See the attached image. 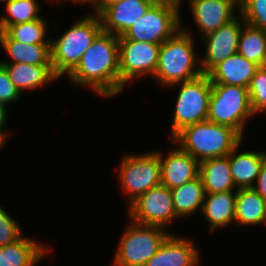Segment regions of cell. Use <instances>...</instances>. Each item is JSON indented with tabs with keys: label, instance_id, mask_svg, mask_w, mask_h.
Instances as JSON below:
<instances>
[{
	"label": "cell",
	"instance_id": "1",
	"mask_svg": "<svg viewBox=\"0 0 266 266\" xmlns=\"http://www.w3.org/2000/svg\"><path fill=\"white\" fill-rule=\"evenodd\" d=\"M119 37L102 32L67 75L75 85L91 87L104 97L119 94Z\"/></svg>",
	"mask_w": 266,
	"mask_h": 266
},
{
	"label": "cell",
	"instance_id": "2",
	"mask_svg": "<svg viewBox=\"0 0 266 266\" xmlns=\"http://www.w3.org/2000/svg\"><path fill=\"white\" fill-rule=\"evenodd\" d=\"M243 137L233 128L209 120L198 122L180 130L172 142L199 162L228 156Z\"/></svg>",
	"mask_w": 266,
	"mask_h": 266
},
{
	"label": "cell",
	"instance_id": "3",
	"mask_svg": "<svg viewBox=\"0 0 266 266\" xmlns=\"http://www.w3.org/2000/svg\"><path fill=\"white\" fill-rule=\"evenodd\" d=\"M192 35L185 29H179L160 47L155 78L163 86H178L179 83L192 80L201 74L202 69L195 68L196 57Z\"/></svg>",
	"mask_w": 266,
	"mask_h": 266
},
{
	"label": "cell",
	"instance_id": "4",
	"mask_svg": "<svg viewBox=\"0 0 266 266\" xmlns=\"http://www.w3.org/2000/svg\"><path fill=\"white\" fill-rule=\"evenodd\" d=\"M102 32L100 17L89 14L74 23L57 40H51V64L54 74L58 78L64 74L68 75Z\"/></svg>",
	"mask_w": 266,
	"mask_h": 266
},
{
	"label": "cell",
	"instance_id": "5",
	"mask_svg": "<svg viewBox=\"0 0 266 266\" xmlns=\"http://www.w3.org/2000/svg\"><path fill=\"white\" fill-rule=\"evenodd\" d=\"M179 8L177 2L156 0L119 39L162 44L181 29Z\"/></svg>",
	"mask_w": 266,
	"mask_h": 266
},
{
	"label": "cell",
	"instance_id": "6",
	"mask_svg": "<svg viewBox=\"0 0 266 266\" xmlns=\"http://www.w3.org/2000/svg\"><path fill=\"white\" fill-rule=\"evenodd\" d=\"M253 114L248 88L212 84L207 120L229 126L243 137L246 119Z\"/></svg>",
	"mask_w": 266,
	"mask_h": 266
},
{
	"label": "cell",
	"instance_id": "7",
	"mask_svg": "<svg viewBox=\"0 0 266 266\" xmlns=\"http://www.w3.org/2000/svg\"><path fill=\"white\" fill-rule=\"evenodd\" d=\"M130 223L119 241L113 266H144L171 235L163 227Z\"/></svg>",
	"mask_w": 266,
	"mask_h": 266
},
{
	"label": "cell",
	"instance_id": "8",
	"mask_svg": "<svg viewBox=\"0 0 266 266\" xmlns=\"http://www.w3.org/2000/svg\"><path fill=\"white\" fill-rule=\"evenodd\" d=\"M181 84L171 126L173 138L183 128L207 120L212 84L208 74Z\"/></svg>",
	"mask_w": 266,
	"mask_h": 266
},
{
	"label": "cell",
	"instance_id": "9",
	"mask_svg": "<svg viewBox=\"0 0 266 266\" xmlns=\"http://www.w3.org/2000/svg\"><path fill=\"white\" fill-rule=\"evenodd\" d=\"M119 172V181L130 197V204L138 196L161 184L158 152L124 156Z\"/></svg>",
	"mask_w": 266,
	"mask_h": 266
},
{
	"label": "cell",
	"instance_id": "10",
	"mask_svg": "<svg viewBox=\"0 0 266 266\" xmlns=\"http://www.w3.org/2000/svg\"><path fill=\"white\" fill-rule=\"evenodd\" d=\"M119 43V92L123 86L142 75L154 77L161 44L118 39Z\"/></svg>",
	"mask_w": 266,
	"mask_h": 266
},
{
	"label": "cell",
	"instance_id": "11",
	"mask_svg": "<svg viewBox=\"0 0 266 266\" xmlns=\"http://www.w3.org/2000/svg\"><path fill=\"white\" fill-rule=\"evenodd\" d=\"M130 221L140 225L165 227L177 217L171 190L160 184L128 205Z\"/></svg>",
	"mask_w": 266,
	"mask_h": 266
},
{
	"label": "cell",
	"instance_id": "12",
	"mask_svg": "<svg viewBox=\"0 0 266 266\" xmlns=\"http://www.w3.org/2000/svg\"><path fill=\"white\" fill-rule=\"evenodd\" d=\"M221 26L218 30L204 36L206 52L200 60L203 74H208L216 65L238 52L239 36L245 21L241 14ZM242 22V23H241Z\"/></svg>",
	"mask_w": 266,
	"mask_h": 266
},
{
	"label": "cell",
	"instance_id": "13",
	"mask_svg": "<svg viewBox=\"0 0 266 266\" xmlns=\"http://www.w3.org/2000/svg\"><path fill=\"white\" fill-rule=\"evenodd\" d=\"M192 16L202 37L215 32L236 17L239 0H188ZM237 6V7H236Z\"/></svg>",
	"mask_w": 266,
	"mask_h": 266
},
{
	"label": "cell",
	"instance_id": "14",
	"mask_svg": "<svg viewBox=\"0 0 266 266\" xmlns=\"http://www.w3.org/2000/svg\"><path fill=\"white\" fill-rule=\"evenodd\" d=\"M156 0H120L100 15L103 32L121 36L135 25Z\"/></svg>",
	"mask_w": 266,
	"mask_h": 266
},
{
	"label": "cell",
	"instance_id": "15",
	"mask_svg": "<svg viewBox=\"0 0 266 266\" xmlns=\"http://www.w3.org/2000/svg\"><path fill=\"white\" fill-rule=\"evenodd\" d=\"M161 184L170 190L199 176V161L189 153L177 148L165 157L158 153Z\"/></svg>",
	"mask_w": 266,
	"mask_h": 266
},
{
	"label": "cell",
	"instance_id": "16",
	"mask_svg": "<svg viewBox=\"0 0 266 266\" xmlns=\"http://www.w3.org/2000/svg\"><path fill=\"white\" fill-rule=\"evenodd\" d=\"M254 62L238 52L216 65L209 73L211 84H224L249 88L256 70Z\"/></svg>",
	"mask_w": 266,
	"mask_h": 266
},
{
	"label": "cell",
	"instance_id": "17",
	"mask_svg": "<svg viewBox=\"0 0 266 266\" xmlns=\"http://www.w3.org/2000/svg\"><path fill=\"white\" fill-rule=\"evenodd\" d=\"M198 253L191 240L171 234L144 266H196Z\"/></svg>",
	"mask_w": 266,
	"mask_h": 266
},
{
	"label": "cell",
	"instance_id": "18",
	"mask_svg": "<svg viewBox=\"0 0 266 266\" xmlns=\"http://www.w3.org/2000/svg\"><path fill=\"white\" fill-rule=\"evenodd\" d=\"M238 147L240 144L228 155L233 182L237 189L252 188L266 160V152L243 151L237 154Z\"/></svg>",
	"mask_w": 266,
	"mask_h": 266
},
{
	"label": "cell",
	"instance_id": "19",
	"mask_svg": "<svg viewBox=\"0 0 266 266\" xmlns=\"http://www.w3.org/2000/svg\"><path fill=\"white\" fill-rule=\"evenodd\" d=\"M11 79V82L22 94L25 90L37 89L47 83H52L58 77L52 66H38L25 63H1Z\"/></svg>",
	"mask_w": 266,
	"mask_h": 266
},
{
	"label": "cell",
	"instance_id": "20",
	"mask_svg": "<svg viewBox=\"0 0 266 266\" xmlns=\"http://www.w3.org/2000/svg\"><path fill=\"white\" fill-rule=\"evenodd\" d=\"M0 42L13 62L1 61L0 63H25L38 66H52L51 44H22L12 40L4 31H0Z\"/></svg>",
	"mask_w": 266,
	"mask_h": 266
},
{
	"label": "cell",
	"instance_id": "21",
	"mask_svg": "<svg viewBox=\"0 0 266 266\" xmlns=\"http://www.w3.org/2000/svg\"><path fill=\"white\" fill-rule=\"evenodd\" d=\"M236 194L237 190L205 195L202 213L210 223V232L235 223Z\"/></svg>",
	"mask_w": 266,
	"mask_h": 266
},
{
	"label": "cell",
	"instance_id": "22",
	"mask_svg": "<svg viewBox=\"0 0 266 266\" xmlns=\"http://www.w3.org/2000/svg\"><path fill=\"white\" fill-rule=\"evenodd\" d=\"M199 176L206 194L234 191L235 189L228 156L200 162Z\"/></svg>",
	"mask_w": 266,
	"mask_h": 266
},
{
	"label": "cell",
	"instance_id": "23",
	"mask_svg": "<svg viewBox=\"0 0 266 266\" xmlns=\"http://www.w3.org/2000/svg\"><path fill=\"white\" fill-rule=\"evenodd\" d=\"M47 252L49 250L39 242L23 237L15 243L0 246V266H35Z\"/></svg>",
	"mask_w": 266,
	"mask_h": 266
},
{
	"label": "cell",
	"instance_id": "24",
	"mask_svg": "<svg viewBox=\"0 0 266 266\" xmlns=\"http://www.w3.org/2000/svg\"><path fill=\"white\" fill-rule=\"evenodd\" d=\"M266 222V201L252 188L237 189L235 223L257 225Z\"/></svg>",
	"mask_w": 266,
	"mask_h": 266
},
{
	"label": "cell",
	"instance_id": "25",
	"mask_svg": "<svg viewBox=\"0 0 266 266\" xmlns=\"http://www.w3.org/2000/svg\"><path fill=\"white\" fill-rule=\"evenodd\" d=\"M171 193L177 217L202 210L206 193L200 176L172 189Z\"/></svg>",
	"mask_w": 266,
	"mask_h": 266
},
{
	"label": "cell",
	"instance_id": "26",
	"mask_svg": "<svg viewBox=\"0 0 266 266\" xmlns=\"http://www.w3.org/2000/svg\"><path fill=\"white\" fill-rule=\"evenodd\" d=\"M238 53L259 67L266 55V31L244 23L239 36Z\"/></svg>",
	"mask_w": 266,
	"mask_h": 266
},
{
	"label": "cell",
	"instance_id": "27",
	"mask_svg": "<svg viewBox=\"0 0 266 266\" xmlns=\"http://www.w3.org/2000/svg\"><path fill=\"white\" fill-rule=\"evenodd\" d=\"M7 15L0 18V31H4L8 26L20 23H27L41 18L39 13V6L36 0H7L6 1Z\"/></svg>",
	"mask_w": 266,
	"mask_h": 266
},
{
	"label": "cell",
	"instance_id": "28",
	"mask_svg": "<svg viewBox=\"0 0 266 266\" xmlns=\"http://www.w3.org/2000/svg\"><path fill=\"white\" fill-rule=\"evenodd\" d=\"M46 20L36 19L27 23L8 26L4 32L14 41L22 44H51L50 39H44Z\"/></svg>",
	"mask_w": 266,
	"mask_h": 266
},
{
	"label": "cell",
	"instance_id": "29",
	"mask_svg": "<svg viewBox=\"0 0 266 266\" xmlns=\"http://www.w3.org/2000/svg\"><path fill=\"white\" fill-rule=\"evenodd\" d=\"M239 13L245 23L266 31V0H239Z\"/></svg>",
	"mask_w": 266,
	"mask_h": 266
},
{
	"label": "cell",
	"instance_id": "30",
	"mask_svg": "<svg viewBox=\"0 0 266 266\" xmlns=\"http://www.w3.org/2000/svg\"><path fill=\"white\" fill-rule=\"evenodd\" d=\"M250 105L254 114L266 110V68L259 67L248 88Z\"/></svg>",
	"mask_w": 266,
	"mask_h": 266
},
{
	"label": "cell",
	"instance_id": "31",
	"mask_svg": "<svg viewBox=\"0 0 266 266\" xmlns=\"http://www.w3.org/2000/svg\"><path fill=\"white\" fill-rule=\"evenodd\" d=\"M22 231L17 221L0 206V246L15 243L22 239Z\"/></svg>",
	"mask_w": 266,
	"mask_h": 266
},
{
	"label": "cell",
	"instance_id": "32",
	"mask_svg": "<svg viewBox=\"0 0 266 266\" xmlns=\"http://www.w3.org/2000/svg\"><path fill=\"white\" fill-rule=\"evenodd\" d=\"M20 95L21 93L11 82L5 67L0 63V103L7 105L15 102L19 100Z\"/></svg>",
	"mask_w": 266,
	"mask_h": 266
},
{
	"label": "cell",
	"instance_id": "33",
	"mask_svg": "<svg viewBox=\"0 0 266 266\" xmlns=\"http://www.w3.org/2000/svg\"><path fill=\"white\" fill-rule=\"evenodd\" d=\"M255 182L257 183H254L252 189L266 201V160L261 166L260 173Z\"/></svg>",
	"mask_w": 266,
	"mask_h": 266
},
{
	"label": "cell",
	"instance_id": "34",
	"mask_svg": "<svg viewBox=\"0 0 266 266\" xmlns=\"http://www.w3.org/2000/svg\"><path fill=\"white\" fill-rule=\"evenodd\" d=\"M120 0H91L89 4L94 6L95 15L99 16L105 9L119 2Z\"/></svg>",
	"mask_w": 266,
	"mask_h": 266
},
{
	"label": "cell",
	"instance_id": "35",
	"mask_svg": "<svg viewBox=\"0 0 266 266\" xmlns=\"http://www.w3.org/2000/svg\"><path fill=\"white\" fill-rule=\"evenodd\" d=\"M7 116H8V113H7L6 105L0 103V132H2L5 136H7L6 135L7 132L2 130V128L5 126L4 124L6 123Z\"/></svg>",
	"mask_w": 266,
	"mask_h": 266
},
{
	"label": "cell",
	"instance_id": "36",
	"mask_svg": "<svg viewBox=\"0 0 266 266\" xmlns=\"http://www.w3.org/2000/svg\"><path fill=\"white\" fill-rule=\"evenodd\" d=\"M6 139V136L2 132H0V148L3 147Z\"/></svg>",
	"mask_w": 266,
	"mask_h": 266
},
{
	"label": "cell",
	"instance_id": "37",
	"mask_svg": "<svg viewBox=\"0 0 266 266\" xmlns=\"http://www.w3.org/2000/svg\"><path fill=\"white\" fill-rule=\"evenodd\" d=\"M56 1H57V0H56ZM60 1H61V0H60ZM64 1H65V0H64ZM66 1H69V0H66ZM70 1H71V2H72V1H73V2H76V1H77V2H82V3H88V4H89L91 0H70Z\"/></svg>",
	"mask_w": 266,
	"mask_h": 266
},
{
	"label": "cell",
	"instance_id": "38",
	"mask_svg": "<svg viewBox=\"0 0 266 266\" xmlns=\"http://www.w3.org/2000/svg\"><path fill=\"white\" fill-rule=\"evenodd\" d=\"M168 1H174L180 4L182 0H168Z\"/></svg>",
	"mask_w": 266,
	"mask_h": 266
},
{
	"label": "cell",
	"instance_id": "39",
	"mask_svg": "<svg viewBox=\"0 0 266 266\" xmlns=\"http://www.w3.org/2000/svg\"><path fill=\"white\" fill-rule=\"evenodd\" d=\"M263 67H265V68H266V55H265V59H264V65H263Z\"/></svg>",
	"mask_w": 266,
	"mask_h": 266
}]
</instances>
